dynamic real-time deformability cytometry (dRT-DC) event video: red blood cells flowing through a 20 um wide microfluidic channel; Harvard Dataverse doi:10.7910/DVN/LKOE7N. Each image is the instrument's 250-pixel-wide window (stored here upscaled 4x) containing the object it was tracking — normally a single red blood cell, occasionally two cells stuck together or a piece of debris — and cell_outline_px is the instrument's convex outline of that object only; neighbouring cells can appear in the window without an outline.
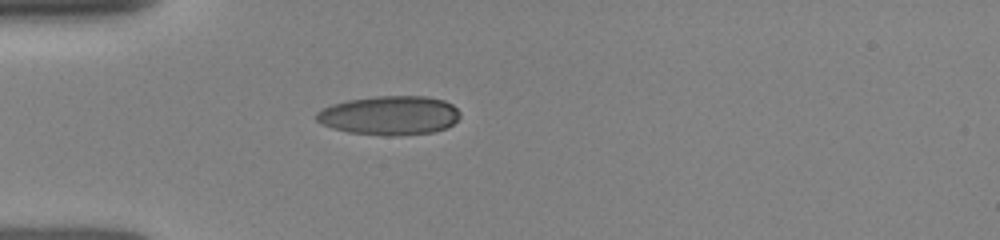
{"species": "human", "species_latin": "Homo sapiens", "temperature_condition": "room temperature", "stored_images_in_passage": 5, "camera_frame_rate_fps": 3000, "um_per_image_px": 0.085, "donor": {"sex": "female"}, "frame": {"image": 1, "passage_image": 1, "time_ms": 0.0, "image_size_px": [1000, 240], "cell_outline_px": [[460, 116], [448, 128], [432, 132], [396, 136], [384, 136], [348, 132], [332, 128], [320, 124], [316, 120], [316, 112], [332, 104], [348, 100], [376, 96], [428, 96], [444, 100], [452, 104], [460, 112]], "centroid_in_image_um": [33.12, 9.81], "position_along_channel_um": 51.9, "area_um2": 32.95}}
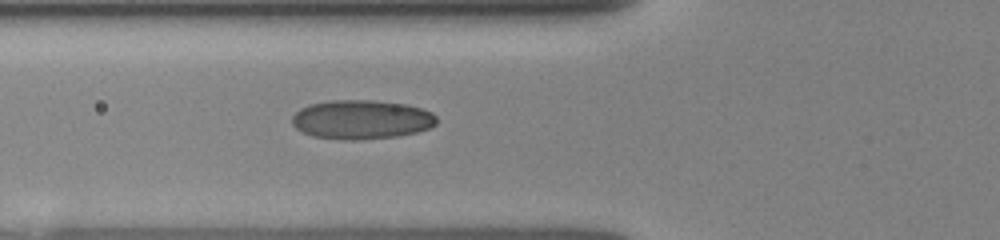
{"frame": {"image": 2, "passage_image": 3, "time_ms": 1.333, "image_size_px": [1000, 240], "cell_outline_px": [[436, 124], [428, 128], [416, 132], [396, 136], [356, 140], [344, 140], [312, 136], [296, 128], [292, 124], [292, 116], [300, 108], [308, 104], [332, 100], [372, 100], [408, 104], [432, 112], [436, 116]], "centroid_in_image_um": [30.71, 10.15], "position_along_channel_um": 95.1, "area_um2": 33.0}}
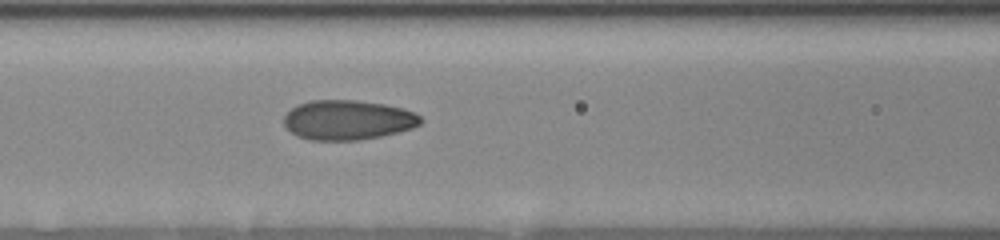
{"frame": {"image": 3, "passage_image": 5, "time_ms": 2.333, "image_size_px": [1000, 240], "cell_outline_px": [[424, 120], [420, 124], [412, 128], [380, 136], [360, 140], [308, 140], [296, 136], [284, 124], [284, 116], [292, 108], [300, 104], [312, 100], [356, 100], [384, 104], [400, 108], [412, 112], [420, 116]], "centroid_in_image_um": [29.55, 10.2], "position_along_channel_um": 137.0, "area_um2": 31.44}}